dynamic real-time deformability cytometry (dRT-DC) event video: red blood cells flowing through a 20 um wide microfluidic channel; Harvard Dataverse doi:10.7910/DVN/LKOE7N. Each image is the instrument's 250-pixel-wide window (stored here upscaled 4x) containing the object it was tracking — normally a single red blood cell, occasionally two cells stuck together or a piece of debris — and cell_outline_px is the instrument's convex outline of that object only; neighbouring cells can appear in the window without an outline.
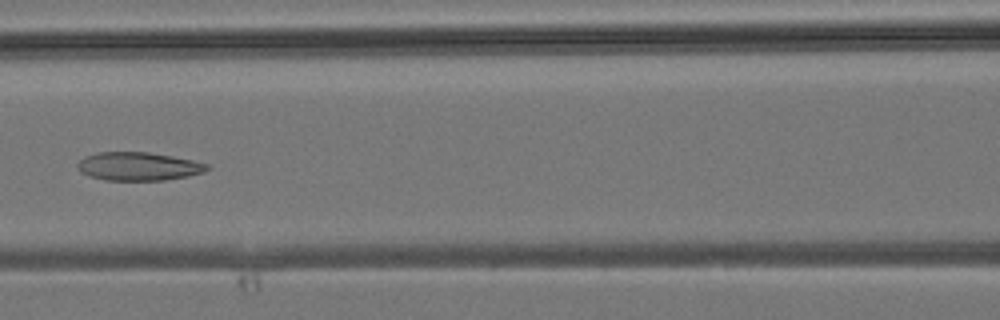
{"species": "common noctule bat (a hibernating species)", "species_latin": "Nyctalus noctula", "temperature_condition": "room temperature", "stored_images_in_passage": 40, "camera_frame_rate_fps": 3000, "um_per_image_px": 0.085, "animal": {"sex": "male", "body_mass_g": 19.2, "forearm_length_mm": 51.8}, "frame": {"image": 1, "passage_image": 17, "time_ms": 5.333, "image_size_px": [1000, 320], "cell_outline_px": [[208, 168], [204, 172], [188, 176], [164, 180], [104, 180], [88, 176], [80, 172], [76, 164], [84, 156], [100, 152], [148, 152], [172, 156], [192, 160], [208, 164]], "centroid_in_image_um": [11.73, 14.14], "position_along_channel_um": 154.9, "area_um2": 21.39}}
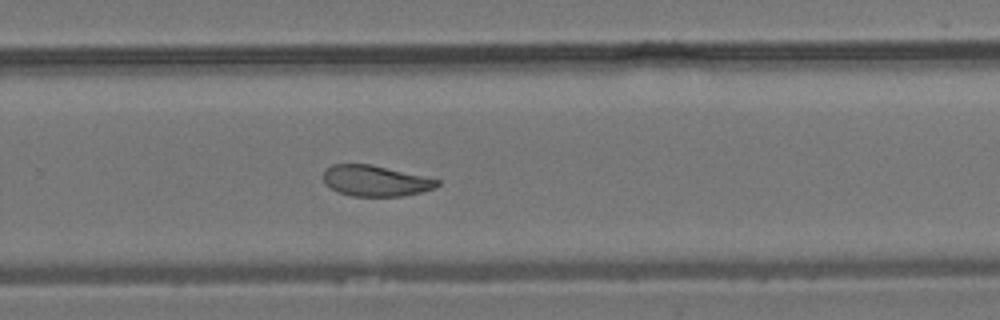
{"frame": {"image": 2, "passage_image": 26, "time_ms": 8.333, "image_size_px": [1000, 320], "cell_outline_px": [[440, 184], [436, 188], [404, 196], [352, 196], [340, 192], [324, 184], [324, 172], [332, 164], [372, 164], [440, 180]], "centroid_in_image_um": [31.93, 15.37], "position_along_channel_um": 297.9, "area_um2": 20.35}}
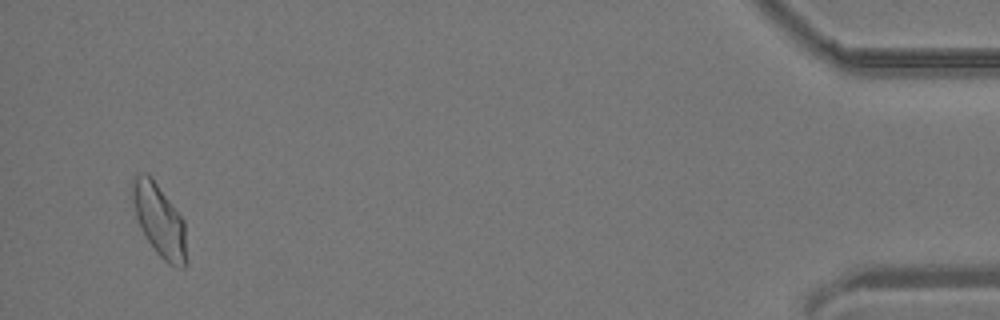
{"frame": {"image": 3, "passage_image": 39, "time_ms": 12.667, "image_size_px": [1000, 320], "cell_outline_px": [[188, 264], [184, 268], [168, 264], [156, 252], [148, 240], [136, 216], [132, 200], [132, 176], [140, 172], [148, 172], [152, 176], [184, 220], [188, 260]], "centroid_in_image_um": [13.57, 18.71], "position_along_channel_um": 421.6, "area_um2": 23.06}}